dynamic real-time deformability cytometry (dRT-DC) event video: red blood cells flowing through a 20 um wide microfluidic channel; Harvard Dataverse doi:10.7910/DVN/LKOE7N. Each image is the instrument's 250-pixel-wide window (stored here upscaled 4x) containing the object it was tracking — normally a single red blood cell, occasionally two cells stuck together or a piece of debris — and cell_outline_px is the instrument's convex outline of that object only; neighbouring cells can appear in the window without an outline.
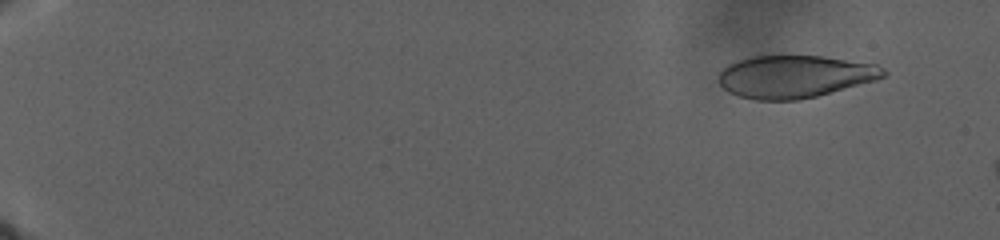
{"species": "human", "species_latin": "Homo sapiens", "temperature_condition": "warm", "stored_images_in_passage": 31, "camera_frame_rate_fps": 3000, "um_per_image_px": 0.085, "donor": {"sex": "male"}, "frame": {"image": 1, "passage_image": 11, "time_ms": 3.667, "image_size_px": [1000, 240], "cell_outline_px": [[888, 72], [884, 76], [876, 80], [816, 96], [800, 100], [756, 100], [740, 96], [728, 92], [716, 80], [720, 72], [728, 64], [736, 60], [752, 56], [780, 52], [824, 56], [876, 64], [884, 68]], "centroid_in_image_um": [67.52, 6.45], "position_along_channel_um": 17.5, "area_um2": 41.96}}